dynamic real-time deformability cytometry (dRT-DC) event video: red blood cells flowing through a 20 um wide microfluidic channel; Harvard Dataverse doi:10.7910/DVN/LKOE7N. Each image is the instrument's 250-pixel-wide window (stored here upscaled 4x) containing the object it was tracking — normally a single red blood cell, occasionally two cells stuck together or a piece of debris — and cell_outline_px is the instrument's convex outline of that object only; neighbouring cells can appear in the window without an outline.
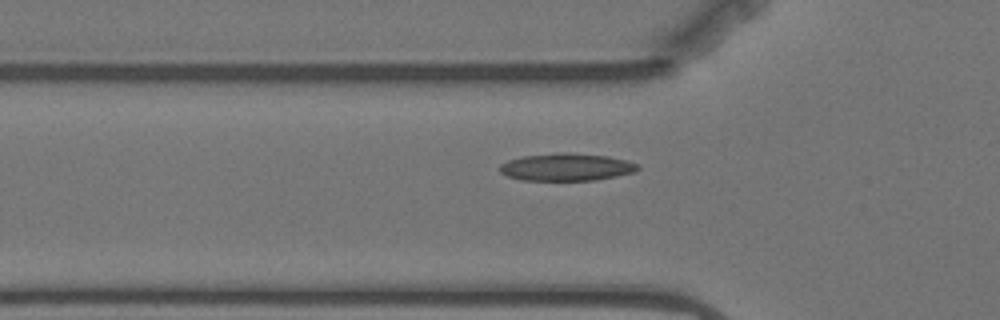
{"species": "Egyptian fruit bat (a non-hibernating species)", "species_latin": "Rousettus aegyptiacus", "temperature_condition": "warm", "stored_images_in_passage": 35, "camera_frame_rate_fps": 3000, "um_per_image_px": 0.085, "animal": {"sex": "female"}, "frame": {"image": 1, "passage_image": 6, "time_ms": 1.667, "image_size_px": [1000, 320], "cell_outline_px": [[640, 168], [636, 172], [596, 180], [524, 180], [508, 176], [500, 172], [500, 164], [508, 160], [520, 156], [560, 152], [568, 152], [608, 156], [628, 160], [636, 164]], "centroid_in_image_um": [48.16, 14.19], "position_along_channel_um": 77.6, "area_um2": 22.2}}
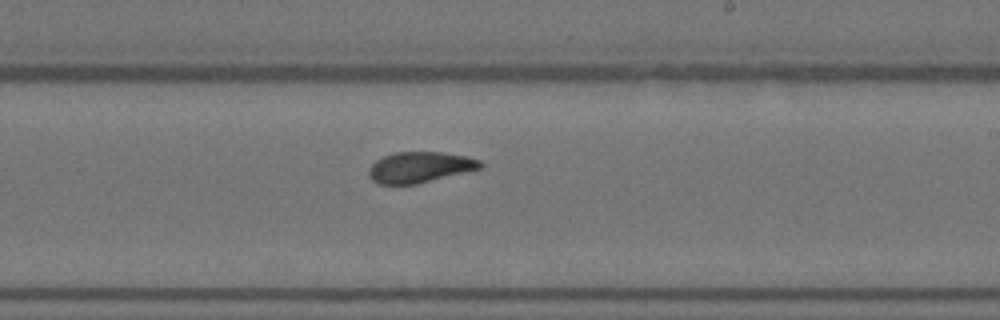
{"frame": {"image": 2, "passage_image": 21, "time_ms": 6.667, "image_size_px": [1000, 320], "cell_outline_px": [[484, 164], [480, 168], [416, 184], [376, 184], [368, 176], [368, 168], [376, 160], [384, 156], [396, 152], [444, 152], [468, 156], [480, 160]], "centroid_in_image_um": [35.66, 14.21], "position_along_channel_um": 253.3, "area_um2": 20.0}}
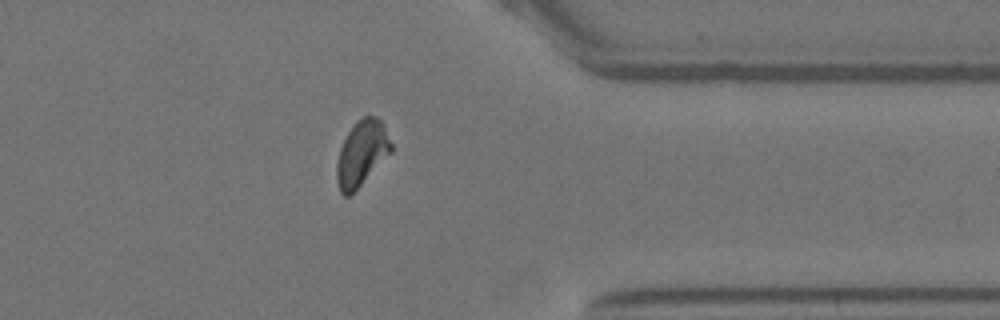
{"frame": {"image": 3, "passage_image": 33, "time_ms": 10.667, "image_size_px": [1000, 320], "cell_outline_px": [[392, 152], [348, 196], [344, 196], [340, 192], [336, 180], [336, 164], [340, 148], [348, 132], [356, 120], [364, 116], [376, 116], [384, 124], [392, 144]], "centroid_in_image_um": [30.74, 12.99], "position_along_channel_um": 380.7, "area_um2": 20.52}}